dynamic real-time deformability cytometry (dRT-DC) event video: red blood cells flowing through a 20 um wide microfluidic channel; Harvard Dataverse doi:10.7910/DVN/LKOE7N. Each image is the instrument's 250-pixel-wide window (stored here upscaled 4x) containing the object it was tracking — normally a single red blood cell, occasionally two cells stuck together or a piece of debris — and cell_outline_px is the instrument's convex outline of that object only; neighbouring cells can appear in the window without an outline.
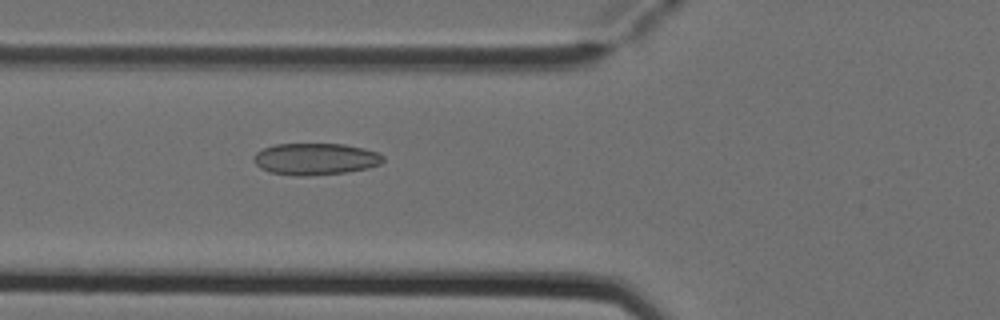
{"species": "Egyptian fruit bat (a non-hibernating species)", "species_latin": "Rousettus aegyptiacus", "temperature_condition": "cold", "stored_images_in_passage": 6, "camera_frame_rate_fps": 3000, "um_per_image_px": 0.085, "animal": {"sex": "female"}, "frame": {"image": 1, "passage_image": 6, "time_ms": 1.667, "image_size_px": [1000, 320], "cell_outline_px": [[384, 160], [380, 164], [368, 168], [344, 172], [308, 176], [296, 176], [268, 172], [260, 168], [252, 160], [252, 156], [256, 152], [264, 148], [276, 144], [344, 144], [364, 148], [376, 152], [384, 156]], "centroid_in_image_um": [26.78, 13.52], "position_along_channel_um": 99.0, "area_um2": 24.04}}